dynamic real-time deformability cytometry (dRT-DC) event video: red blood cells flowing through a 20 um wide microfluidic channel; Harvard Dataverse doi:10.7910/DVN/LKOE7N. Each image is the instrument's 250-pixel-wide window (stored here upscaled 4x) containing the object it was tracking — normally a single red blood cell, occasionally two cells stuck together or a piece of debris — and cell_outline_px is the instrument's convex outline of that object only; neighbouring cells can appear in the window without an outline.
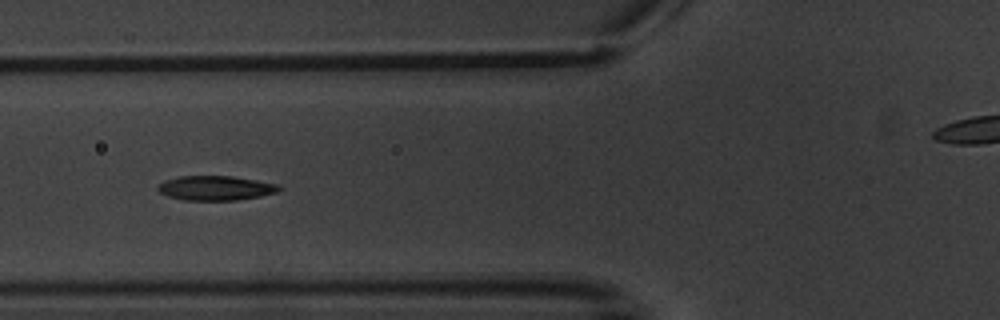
{"species": "common noctule bat (a hibernating species)", "species_latin": "Nyctalus noctula", "temperature_condition": "warm", "stored_images_in_passage": 10, "camera_frame_rate_fps": 3000, "um_per_image_px": 0.085, "animal": {"sex": "male", "body_mass_g": 20.1, "forearm_length_mm": 53.5}, "frame": {"image": 1, "passage_image": 6, "time_ms": 6.0, "image_size_px": [1000, 320], "cell_outline_px": [[284, 188], [276, 192], [260, 196], [236, 200], [184, 200], [168, 196], [160, 192], [156, 188], [164, 180], [180, 176], [232, 176], [256, 180], [276, 184]], "centroid_in_image_um": [18.32, 15.98], "position_along_channel_um": 107.5, "area_um2": 17.22}}
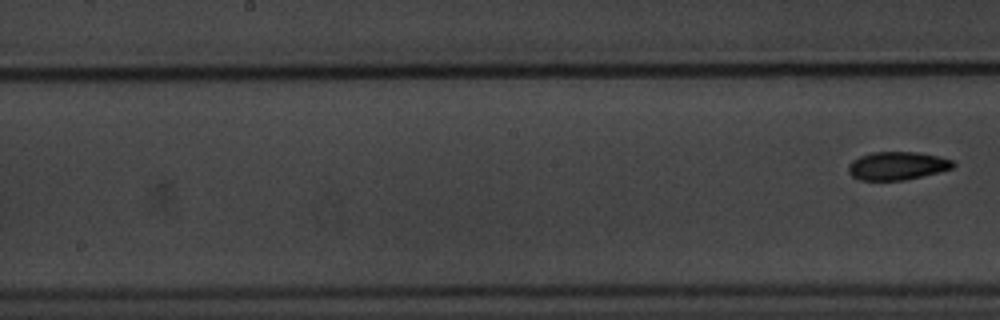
{"frame": {"image": 2, "passage_image": 10, "time_ms": 10.667, "image_size_px": [1000, 320], "cell_outline_px": [[956, 164], [952, 168], [904, 180], [860, 180], [852, 176], [848, 172], [848, 164], [852, 160], [860, 156], [872, 152], [916, 152], [936, 156], [952, 160]], "centroid_in_image_um": [76.21, 14.09], "position_along_channel_um": 172.0, "area_um2": 16.99}}